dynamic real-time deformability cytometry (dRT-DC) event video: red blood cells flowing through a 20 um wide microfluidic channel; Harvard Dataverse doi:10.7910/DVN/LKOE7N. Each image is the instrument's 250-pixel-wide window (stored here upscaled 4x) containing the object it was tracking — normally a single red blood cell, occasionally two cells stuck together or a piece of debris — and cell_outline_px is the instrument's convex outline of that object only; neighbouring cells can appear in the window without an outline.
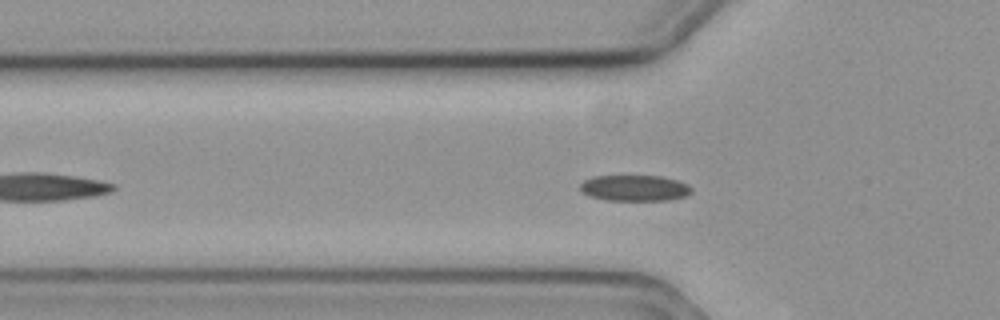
{"species": "common noctule bat (a hibernating species)", "species_latin": "Nyctalus noctula", "temperature_condition": "cold", "stored_images_in_passage": 48, "camera_frame_rate_fps": 3000, "um_per_image_px": 0.085, "animal": {"sex": "female", "body_mass_g": 19.3, "forearm_length_mm": 54.1}, "frame": {"image": 1, "passage_image": 8, "time_ms": 2.333, "image_size_px": [1000, 320], "cell_outline_px": [[692, 192], [688, 196], [668, 200], [608, 200], [592, 196], [584, 192], [580, 188], [580, 184], [584, 180], [592, 176], [660, 176], [676, 180], [688, 184], [692, 188]], "centroid_in_image_um": [53.99, 15.98], "position_along_channel_um": 71.8, "area_um2": 16.76}}
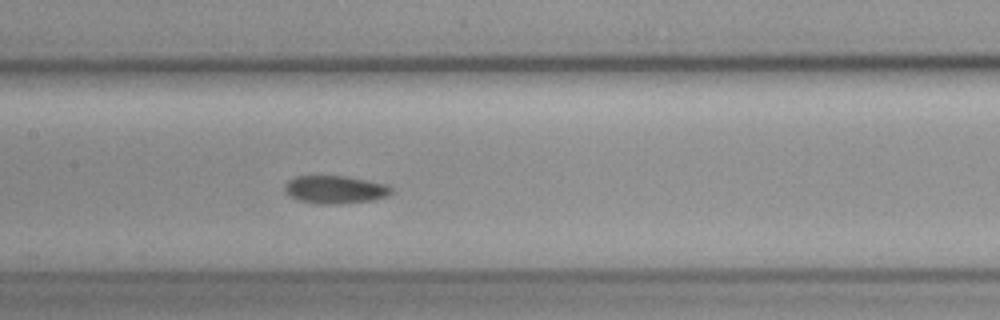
{"frame": {"image": 2, "passage_image": 17, "time_ms": 5.333, "image_size_px": [1000, 320], "cell_outline_px": [[392, 192], [388, 196], [372, 200], [340, 204], [316, 204], [296, 200], [288, 196], [284, 188], [288, 180], [296, 176], [348, 176], [388, 184], [392, 188]], "centroid_in_image_um": [28.48, 16.12], "position_along_channel_um": 178.9, "area_um2": 17.63}}
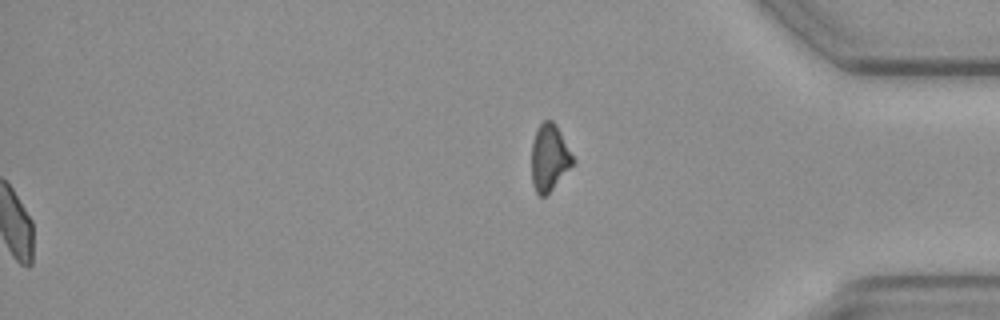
{"frame": {"image": 3, "passage_image": 48, "time_ms": 15.667, "image_size_px": [1000, 320], "cell_outline_px": [[576, 160], [552, 188], [544, 196], [540, 196], [536, 192], [532, 184], [532, 140], [536, 128], [544, 120], [552, 120], [556, 124]], "centroid_in_image_um": [46.68, 13.35], "position_along_channel_um": 388.5, "area_um2": 15.95}, "authors_computed_cell_mechanics": {"area_um2": 17.0799, "velocity_mm_per_s": 3.5582, "shape_relaxation_time_tau1_ms": null, "shape_relaxation_time_tau2_ms": 5.8478, "deformation_change_tau1": null, "deformation_change_tau2": 0.107}}